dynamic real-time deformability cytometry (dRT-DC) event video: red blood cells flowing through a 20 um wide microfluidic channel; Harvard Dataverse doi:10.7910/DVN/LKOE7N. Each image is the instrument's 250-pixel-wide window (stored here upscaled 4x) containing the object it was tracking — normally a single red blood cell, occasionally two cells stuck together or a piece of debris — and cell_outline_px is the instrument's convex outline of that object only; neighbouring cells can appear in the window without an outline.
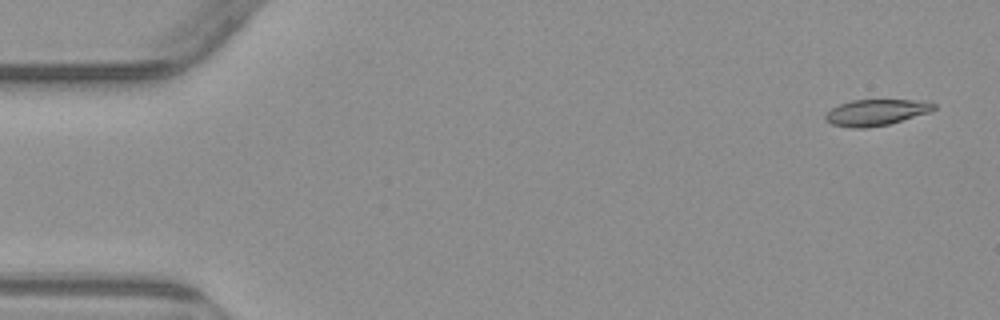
{"species": "common noctule bat (a hibernating species)", "species_latin": "Nyctalus noctula", "temperature_condition": "warm", "stored_images_in_passage": 8, "camera_frame_rate_fps": 3000, "um_per_image_px": 0.085, "animal": {"sex": "male", "body_mass_g": 23.1, "forearm_length_mm": 52.7}, "frame": {"image": 1, "passage_image": 1, "time_ms": 0.0, "image_size_px": [1000, 320], "cell_outline_px": [[936, 108], [932, 112], [888, 124], [868, 128], [852, 128], [832, 124], [824, 116], [832, 108], [840, 104], [852, 100], [932, 100], [936, 104]], "centroid_in_image_um": [74.56, 9.54], "position_along_channel_um": 10.4, "area_um2": 16.65}}
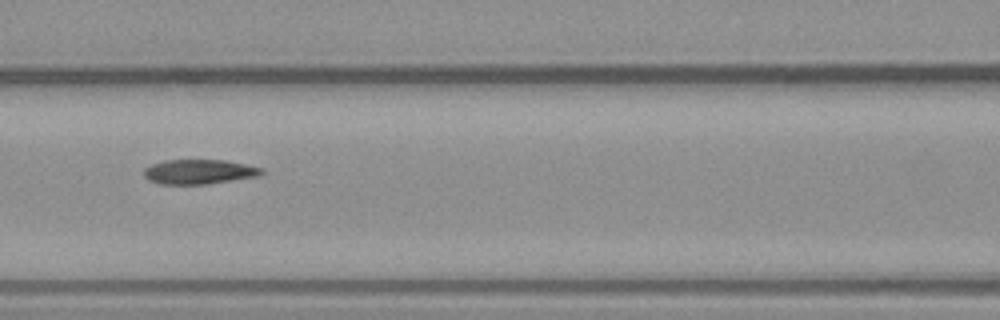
{"frame": {"image": 2, "passage_image": 7, "time_ms": 7.0, "image_size_px": [1000, 320], "cell_outline_px": [[264, 172], [260, 176], [208, 184], [160, 184], [148, 180], [144, 176], [144, 168], [152, 164], [164, 160], [224, 160], [264, 168]], "centroid_in_image_um": [16.93, 14.6], "position_along_channel_um": 149.7, "area_um2": 16.99}}
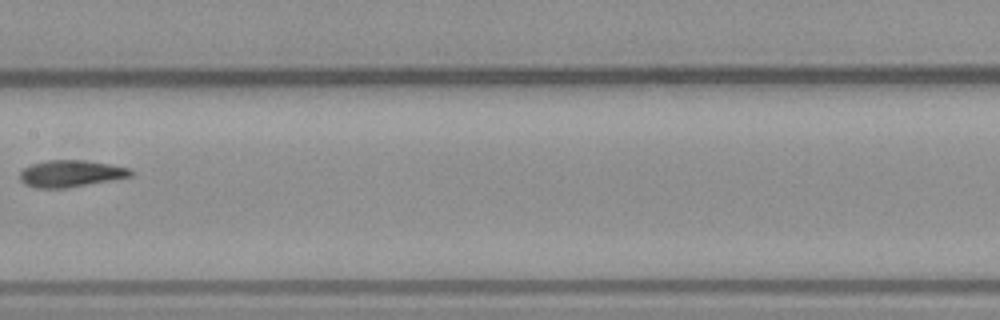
{"frame": {"image": 3, "passage_image": 8, "time_ms": 8.333, "image_size_px": [1000, 320], "cell_outline_px": [[136, 172], [132, 176], [68, 188], [36, 188], [24, 184], [20, 180], [20, 172], [24, 168], [32, 164], [44, 160], [84, 160], [132, 168]], "centroid_in_image_um": [6.03, 14.75], "position_along_channel_um": 201.4, "area_um2": 17.46}}